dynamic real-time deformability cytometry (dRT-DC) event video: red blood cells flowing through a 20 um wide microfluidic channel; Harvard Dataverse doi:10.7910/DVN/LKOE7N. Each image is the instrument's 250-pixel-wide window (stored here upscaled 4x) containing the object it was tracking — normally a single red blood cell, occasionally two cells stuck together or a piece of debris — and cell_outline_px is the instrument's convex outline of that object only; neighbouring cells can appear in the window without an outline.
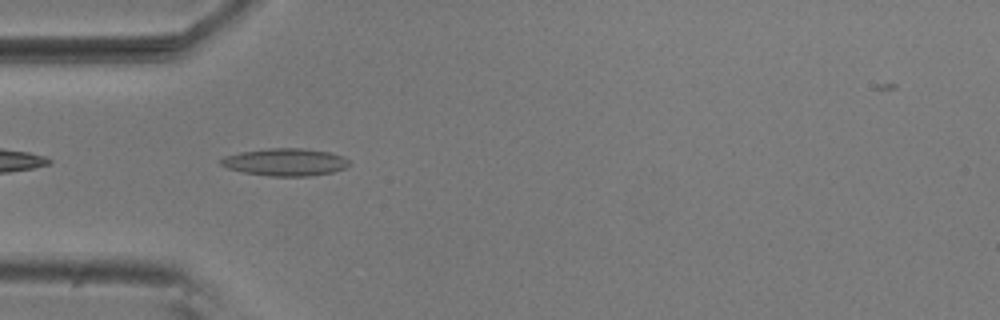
{"species": "common noctule bat (a hibernating species)", "species_latin": "Nyctalus noctula", "temperature_condition": "room temperature", "stored_images_in_passage": 10, "camera_frame_rate_fps": 3000, "um_per_image_px": 0.085, "animal": {"sex": "male", "body_mass_g": 20.5, "forearm_length_mm": 52.5}, "frame": {"image": 1, "passage_image": 4, "time_ms": 1.0, "image_size_px": [1000, 320], "cell_outline_px": [[352, 164], [344, 168], [332, 172], [312, 176], [268, 176], [244, 172], [228, 168], [220, 164], [220, 160], [224, 156], [240, 152], [268, 148], [304, 148], [332, 152], [344, 156]], "centroid_in_image_um": [24.29, 13.77], "position_along_channel_um": 60.7, "area_um2": 20.69}}
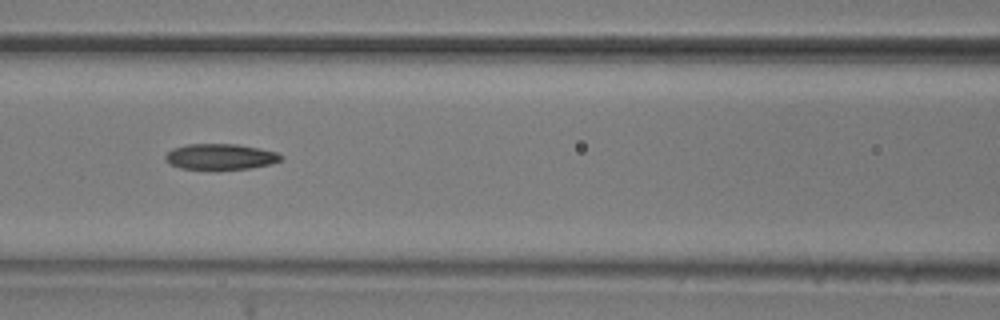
{"frame": {"image": 2, "passage_image": 6, "time_ms": 1.667, "image_size_px": [1000, 320], "cell_outline_px": [[284, 160], [268, 164], [248, 168], [180, 168], [168, 164], [164, 156], [172, 148], [184, 144], [240, 144], [276, 152], [284, 156]], "centroid_in_image_um": [18.72, 13.29], "position_along_channel_um": 147.9, "area_um2": 17.17}}
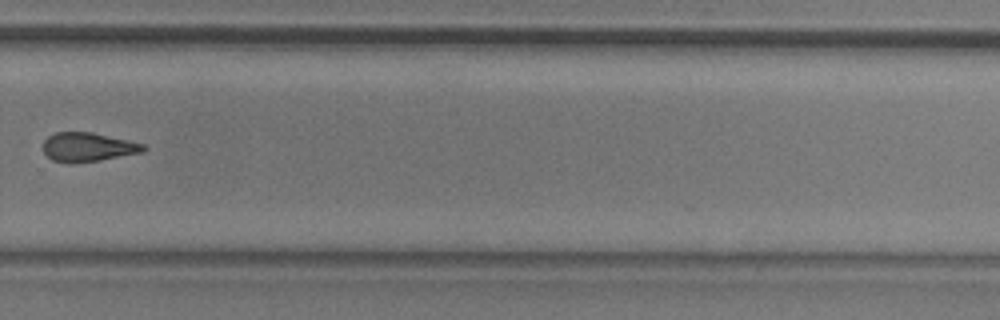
{"frame": {"image": 3, "passage_image": 10, "time_ms": 3.0, "image_size_px": [1000, 320], "cell_outline_px": [[148, 148], [140, 152], [100, 160], [72, 164], [68, 164], [52, 160], [44, 152], [44, 140], [48, 136], [56, 132], [92, 132], [128, 140], [144, 144]], "centroid_in_image_um": [7.44, 12.51], "position_along_channel_um": 322.4, "area_um2": 16.94}}